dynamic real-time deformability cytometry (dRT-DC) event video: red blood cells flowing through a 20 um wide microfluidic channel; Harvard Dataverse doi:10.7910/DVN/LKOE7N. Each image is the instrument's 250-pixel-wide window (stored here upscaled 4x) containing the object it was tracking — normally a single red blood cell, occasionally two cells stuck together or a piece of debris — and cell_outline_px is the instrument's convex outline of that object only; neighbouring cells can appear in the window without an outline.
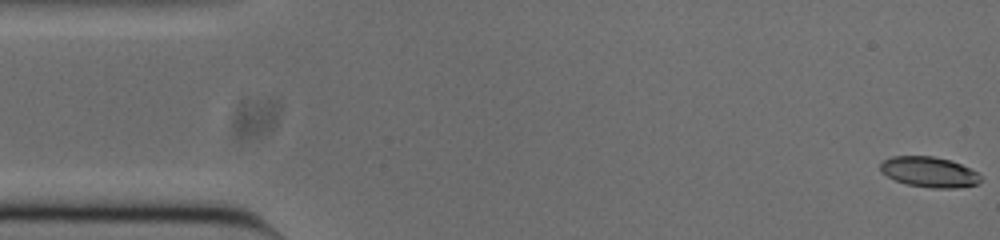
{"species": "common noctule bat (a hibernating species)", "species_latin": "Nyctalus noctula", "temperature_condition": "cold", "stored_images_in_passage": 53, "camera_frame_rate_fps": 3000, "um_per_image_px": 0.085, "animal": {"sex": "male", "body_mass_g": 20.0, "forearm_length_mm": 53.3}, "frame": {"image": 1, "passage_image": 1, "time_ms": 0.0, "image_size_px": [1000, 240], "cell_outline_px": [[980, 180], [976, 184], [956, 188], [928, 188], [908, 184], [896, 180], [880, 172], [880, 164], [884, 160], [892, 156], [932, 156], [952, 160], [976, 172], [980, 176]], "centroid_in_image_um": [78.95, 14.61], "position_along_channel_um": 6.0, "area_um2": 17.63}}
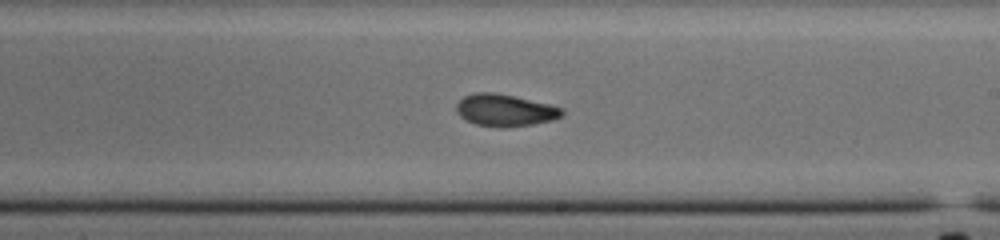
{"frame": {"image": 2, "passage_image": 30, "time_ms": 9.667, "image_size_px": [1000, 240], "cell_outline_px": [[564, 112], [560, 116], [552, 120], [532, 124], [504, 128], [496, 128], [476, 124], [464, 120], [456, 112], [456, 104], [464, 96], [472, 92], [496, 92], [548, 104], [564, 108]], "centroid_in_image_um": [42.88, 9.37], "position_along_channel_um": 246.1, "area_um2": 19.88}}
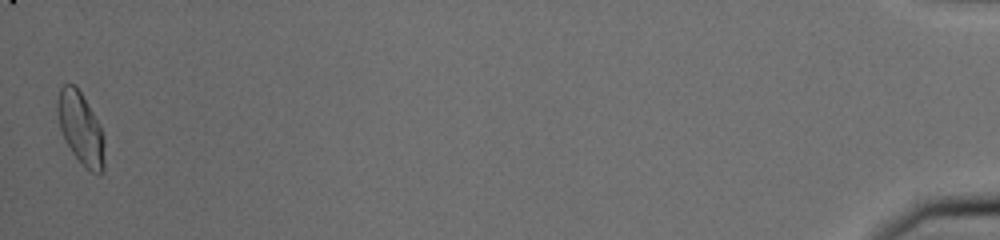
{"frame": {"image": 3, "passage_image": 53, "time_ms": 17.333, "image_size_px": [1000, 240], "cell_outline_px": [[104, 172], [100, 176], [92, 172], [72, 152], [60, 128], [56, 108], [56, 100], [60, 88], [64, 84], [72, 84], [80, 92], [92, 112], [104, 136]], "centroid_in_image_um": [6.86, 10.92], "position_along_channel_um": 428.3, "area_um2": 19.31}, "authors_computed_cell_mechanics": {"area_um2": 18.9584, "velocity_mm_per_s": 3.7673, "shape_relaxation_time_tau1_ms": 4.7875, "shape_relaxation_time_tau2_ms": 2.543, "deformation_change_tau1": 0.1254, "deformation_change_tau2": 0.077}}